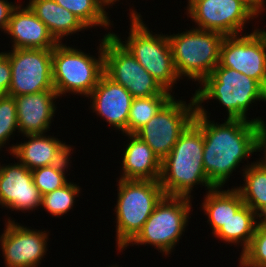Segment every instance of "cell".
Segmentation results:
<instances>
[{"mask_svg": "<svg viewBox=\"0 0 266 267\" xmlns=\"http://www.w3.org/2000/svg\"><path fill=\"white\" fill-rule=\"evenodd\" d=\"M209 117L202 105H196L193 123L203 132V167L209 182L214 187H223L242 160L259 152L260 125L266 122L258 117L226 119L217 124Z\"/></svg>", "mask_w": 266, "mask_h": 267, "instance_id": "6da1fadb", "label": "cell"}, {"mask_svg": "<svg viewBox=\"0 0 266 267\" xmlns=\"http://www.w3.org/2000/svg\"><path fill=\"white\" fill-rule=\"evenodd\" d=\"M203 149V132L192 122L161 161L159 183L164 195L192 199L194 186L214 188L203 167Z\"/></svg>", "mask_w": 266, "mask_h": 267, "instance_id": "7a4b0ae2", "label": "cell"}, {"mask_svg": "<svg viewBox=\"0 0 266 267\" xmlns=\"http://www.w3.org/2000/svg\"><path fill=\"white\" fill-rule=\"evenodd\" d=\"M194 93L196 105L210 99L219 101L228 112V120H248L249 106L266 101V89L255 79L219 64Z\"/></svg>", "mask_w": 266, "mask_h": 267, "instance_id": "3957f363", "label": "cell"}, {"mask_svg": "<svg viewBox=\"0 0 266 267\" xmlns=\"http://www.w3.org/2000/svg\"><path fill=\"white\" fill-rule=\"evenodd\" d=\"M116 214V247L119 252L138 234L164 196L159 181L118 180Z\"/></svg>", "mask_w": 266, "mask_h": 267, "instance_id": "277c9868", "label": "cell"}, {"mask_svg": "<svg viewBox=\"0 0 266 267\" xmlns=\"http://www.w3.org/2000/svg\"><path fill=\"white\" fill-rule=\"evenodd\" d=\"M130 13L131 27L126 42L113 32L112 35L166 91L172 92L180 78L174 67L168 35L154 34L144 24L140 13L134 9Z\"/></svg>", "mask_w": 266, "mask_h": 267, "instance_id": "5b68a950", "label": "cell"}, {"mask_svg": "<svg viewBox=\"0 0 266 267\" xmlns=\"http://www.w3.org/2000/svg\"><path fill=\"white\" fill-rule=\"evenodd\" d=\"M225 37L214 31L197 28L168 35L174 67L179 78L186 76L200 84L209 76L219 64Z\"/></svg>", "mask_w": 266, "mask_h": 267, "instance_id": "8992f818", "label": "cell"}, {"mask_svg": "<svg viewBox=\"0 0 266 267\" xmlns=\"http://www.w3.org/2000/svg\"><path fill=\"white\" fill-rule=\"evenodd\" d=\"M101 40L98 58L63 43L52 49L53 86L59 97L67 93L89 97L104 73L103 38Z\"/></svg>", "mask_w": 266, "mask_h": 267, "instance_id": "52a82bcc", "label": "cell"}, {"mask_svg": "<svg viewBox=\"0 0 266 267\" xmlns=\"http://www.w3.org/2000/svg\"><path fill=\"white\" fill-rule=\"evenodd\" d=\"M190 202L187 197L164 195L142 229L125 247L149 244L160 250L162 255L171 254L189 222Z\"/></svg>", "mask_w": 266, "mask_h": 267, "instance_id": "ba28073f", "label": "cell"}, {"mask_svg": "<svg viewBox=\"0 0 266 267\" xmlns=\"http://www.w3.org/2000/svg\"><path fill=\"white\" fill-rule=\"evenodd\" d=\"M104 73L126 88L133 98L172 95L108 32L103 37Z\"/></svg>", "mask_w": 266, "mask_h": 267, "instance_id": "9c48e42d", "label": "cell"}, {"mask_svg": "<svg viewBox=\"0 0 266 267\" xmlns=\"http://www.w3.org/2000/svg\"><path fill=\"white\" fill-rule=\"evenodd\" d=\"M196 113L194 96L190 103L173 96L135 135L143 140L162 161L173 149L180 135L193 122Z\"/></svg>", "mask_w": 266, "mask_h": 267, "instance_id": "30bf717a", "label": "cell"}, {"mask_svg": "<svg viewBox=\"0 0 266 267\" xmlns=\"http://www.w3.org/2000/svg\"><path fill=\"white\" fill-rule=\"evenodd\" d=\"M11 64L8 96H19L54 90L52 49H12L4 52Z\"/></svg>", "mask_w": 266, "mask_h": 267, "instance_id": "8fae6325", "label": "cell"}, {"mask_svg": "<svg viewBox=\"0 0 266 267\" xmlns=\"http://www.w3.org/2000/svg\"><path fill=\"white\" fill-rule=\"evenodd\" d=\"M219 65L232 68L258 81L266 89V31L226 36Z\"/></svg>", "mask_w": 266, "mask_h": 267, "instance_id": "7c38bea8", "label": "cell"}, {"mask_svg": "<svg viewBox=\"0 0 266 267\" xmlns=\"http://www.w3.org/2000/svg\"><path fill=\"white\" fill-rule=\"evenodd\" d=\"M187 16L197 29L224 36L239 35L249 20L256 16L238 0H188Z\"/></svg>", "mask_w": 266, "mask_h": 267, "instance_id": "4fadbf2b", "label": "cell"}, {"mask_svg": "<svg viewBox=\"0 0 266 267\" xmlns=\"http://www.w3.org/2000/svg\"><path fill=\"white\" fill-rule=\"evenodd\" d=\"M0 245L6 267H38L46 255L48 232L24 227L13 219L5 221Z\"/></svg>", "mask_w": 266, "mask_h": 267, "instance_id": "5bb4252c", "label": "cell"}, {"mask_svg": "<svg viewBox=\"0 0 266 267\" xmlns=\"http://www.w3.org/2000/svg\"><path fill=\"white\" fill-rule=\"evenodd\" d=\"M41 199L32 171L20 162L0 164V206L12 211H33L41 206Z\"/></svg>", "mask_w": 266, "mask_h": 267, "instance_id": "9a60e30c", "label": "cell"}, {"mask_svg": "<svg viewBox=\"0 0 266 267\" xmlns=\"http://www.w3.org/2000/svg\"><path fill=\"white\" fill-rule=\"evenodd\" d=\"M91 110L122 134H128V117L133 97L122 85L103 73L89 95Z\"/></svg>", "mask_w": 266, "mask_h": 267, "instance_id": "2e32d148", "label": "cell"}, {"mask_svg": "<svg viewBox=\"0 0 266 267\" xmlns=\"http://www.w3.org/2000/svg\"><path fill=\"white\" fill-rule=\"evenodd\" d=\"M45 135V136H44ZM28 141L10 146V155L30 171L58 163H70L73 148L65 142L46 134L24 135Z\"/></svg>", "mask_w": 266, "mask_h": 267, "instance_id": "e0dca14e", "label": "cell"}, {"mask_svg": "<svg viewBox=\"0 0 266 267\" xmlns=\"http://www.w3.org/2000/svg\"><path fill=\"white\" fill-rule=\"evenodd\" d=\"M55 90L15 96L19 134H45L55 116Z\"/></svg>", "mask_w": 266, "mask_h": 267, "instance_id": "ac0fdd59", "label": "cell"}, {"mask_svg": "<svg viewBox=\"0 0 266 267\" xmlns=\"http://www.w3.org/2000/svg\"><path fill=\"white\" fill-rule=\"evenodd\" d=\"M6 33L11 36L13 49H53L58 44L28 5L13 9Z\"/></svg>", "mask_w": 266, "mask_h": 267, "instance_id": "d6986e66", "label": "cell"}, {"mask_svg": "<svg viewBox=\"0 0 266 267\" xmlns=\"http://www.w3.org/2000/svg\"><path fill=\"white\" fill-rule=\"evenodd\" d=\"M130 141L126 144L122 157L120 179L159 181L161 160L153 150L137 135L125 134Z\"/></svg>", "mask_w": 266, "mask_h": 267, "instance_id": "ffe728a7", "label": "cell"}, {"mask_svg": "<svg viewBox=\"0 0 266 267\" xmlns=\"http://www.w3.org/2000/svg\"><path fill=\"white\" fill-rule=\"evenodd\" d=\"M34 14L47 26L58 43L63 37L88 29L80 19L54 0H29L27 4Z\"/></svg>", "mask_w": 266, "mask_h": 267, "instance_id": "44dd1931", "label": "cell"}, {"mask_svg": "<svg viewBox=\"0 0 266 267\" xmlns=\"http://www.w3.org/2000/svg\"><path fill=\"white\" fill-rule=\"evenodd\" d=\"M221 189L214 187L208 190L201 205L208 216L207 222L212 226L213 235L229 220L232 213H236L244 205L236 188Z\"/></svg>", "mask_w": 266, "mask_h": 267, "instance_id": "7402d4cb", "label": "cell"}, {"mask_svg": "<svg viewBox=\"0 0 266 267\" xmlns=\"http://www.w3.org/2000/svg\"><path fill=\"white\" fill-rule=\"evenodd\" d=\"M244 185L236 187L244 204L266 222V165L261 161L247 164L243 168Z\"/></svg>", "mask_w": 266, "mask_h": 267, "instance_id": "603a6c76", "label": "cell"}, {"mask_svg": "<svg viewBox=\"0 0 266 267\" xmlns=\"http://www.w3.org/2000/svg\"><path fill=\"white\" fill-rule=\"evenodd\" d=\"M259 215L244 204L229 220L214 234L225 243L242 246V252L249 246L256 227L261 222Z\"/></svg>", "mask_w": 266, "mask_h": 267, "instance_id": "cb8c5ba5", "label": "cell"}, {"mask_svg": "<svg viewBox=\"0 0 266 267\" xmlns=\"http://www.w3.org/2000/svg\"><path fill=\"white\" fill-rule=\"evenodd\" d=\"M58 5L76 15L87 27H104L111 25V20L106 12V4L102 0H54Z\"/></svg>", "mask_w": 266, "mask_h": 267, "instance_id": "d4e9b609", "label": "cell"}, {"mask_svg": "<svg viewBox=\"0 0 266 267\" xmlns=\"http://www.w3.org/2000/svg\"><path fill=\"white\" fill-rule=\"evenodd\" d=\"M173 95L134 98L128 117V134H135L148 123Z\"/></svg>", "mask_w": 266, "mask_h": 267, "instance_id": "484cf974", "label": "cell"}, {"mask_svg": "<svg viewBox=\"0 0 266 267\" xmlns=\"http://www.w3.org/2000/svg\"><path fill=\"white\" fill-rule=\"evenodd\" d=\"M80 190L77 184L68 181L64 186L42 195L40 207H44L53 217H61L72 209Z\"/></svg>", "mask_w": 266, "mask_h": 267, "instance_id": "4316f807", "label": "cell"}, {"mask_svg": "<svg viewBox=\"0 0 266 267\" xmlns=\"http://www.w3.org/2000/svg\"><path fill=\"white\" fill-rule=\"evenodd\" d=\"M69 163H58L32 170L34 185L40 194H48L64 186L69 180L66 179Z\"/></svg>", "mask_w": 266, "mask_h": 267, "instance_id": "83f0119b", "label": "cell"}, {"mask_svg": "<svg viewBox=\"0 0 266 267\" xmlns=\"http://www.w3.org/2000/svg\"><path fill=\"white\" fill-rule=\"evenodd\" d=\"M240 267H265L266 266V222H260L249 246L241 252Z\"/></svg>", "mask_w": 266, "mask_h": 267, "instance_id": "f1b7e54d", "label": "cell"}, {"mask_svg": "<svg viewBox=\"0 0 266 267\" xmlns=\"http://www.w3.org/2000/svg\"><path fill=\"white\" fill-rule=\"evenodd\" d=\"M18 130L17 109L14 97L0 98V150L7 143L14 132Z\"/></svg>", "mask_w": 266, "mask_h": 267, "instance_id": "f546056e", "label": "cell"}, {"mask_svg": "<svg viewBox=\"0 0 266 267\" xmlns=\"http://www.w3.org/2000/svg\"><path fill=\"white\" fill-rule=\"evenodd\" d=\"M11 83V64L9 57L0 52V98L8 96Z\"/></svg>", "mask_w": 266, "mask_h": 267, "instance_id": "4dcf8cb0", "label": "cell"}, {"mask_svg": "<svg viewBox=\"0 0 266 267\" xmlns=\"http://www.w3.org/2000/svg\"><path fill=\"white\" fill-rule=\"evenodd\" d=\"M14 2H8V0H0V30L7 31L8 24L13 9L17 6Z\"/></svg>", "mask_w": 266, "mask_h": 267, "instance_id": "1f68e13d", "label": "cell"}, {"mask_svg": "<svg viewBox=\"0 0 266 267\" xmlns=\"http://www.w3.org/2000/svg\"><path fill=\"white\" fill-rule=\"evenodd\" d=\"M242 2L255 16L256 18L266 10L264 5L266 0H238Z\"/></svg>", "mask_w": 266, "mask_h": 267, "instance_id": "d6a6232c", "label": "cell"}, {"mask_svg": "<svg viewBox=\"0 0 266 267\" xmlns=\"http://www.w3.org/2000/svg\"><path fill=\"white\" fill-rule=\"evenodd\" d=\"M261 151L264 152L263 153L264 159L262 157L260 160L266 165V124L265 123L260 125V130H259V152Z\"/></svg>", "mask_w": 266, "mask_h": 267, "instance_id": "836d02e7", "label": "cell"}, {"mask_svg": "<svg viewBox=\"0 0 266 267\" xmlns=\"http://www.w3.org/2000/svg\"><path fill=\"white\" fill-rule=\"evenodd\" d=\"M117 1L118 0H103V2L107 5L108 8H109V5L112 6Z\"/></svg>", "mask_w": 266, "mask_h": 267, "instance_id": "e575fe53", "label": "cell"}]
</instances>
